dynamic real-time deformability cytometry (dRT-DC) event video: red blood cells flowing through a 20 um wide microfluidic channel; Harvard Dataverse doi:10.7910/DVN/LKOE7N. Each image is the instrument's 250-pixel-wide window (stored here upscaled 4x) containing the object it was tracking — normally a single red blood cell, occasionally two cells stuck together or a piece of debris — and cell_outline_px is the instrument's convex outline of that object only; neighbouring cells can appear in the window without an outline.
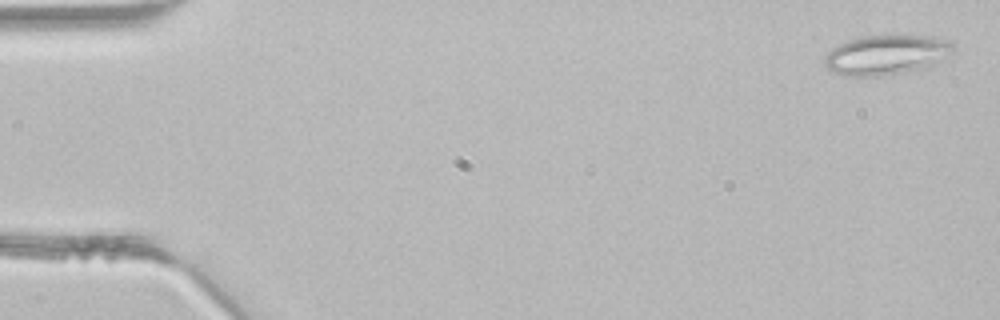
{"species": "common noctule bat (a hibernating species)", "species_latin": "Nyctalus noctula", "temperature_condition": "room temperature", "stored_images_in_passage": 3, "camera_frame_rate_fps": 3000, "um_per_image_px": 0.085, "animal": {"sex": "male", "body_mass_g": 21.5, "forearm_length_mm": 52.0}, "frame": {"image": 1, "passage_image": 1, "time_ms": 0.0, "image_size_px": [1000, 320], "cell_outline_px": [[956, 44], [952, 52], [936, 64], [924, 68], [880, 76], [848, 76], [832, 72], [824, 64], [824, 60], [828, 52], [836, 44], [860, 36], [932, 36], [948, 40]], "centroid_in_image_um": [75.34, 4.66], "position_along_channel_um": 9.7, "area_um2": 29.88}}